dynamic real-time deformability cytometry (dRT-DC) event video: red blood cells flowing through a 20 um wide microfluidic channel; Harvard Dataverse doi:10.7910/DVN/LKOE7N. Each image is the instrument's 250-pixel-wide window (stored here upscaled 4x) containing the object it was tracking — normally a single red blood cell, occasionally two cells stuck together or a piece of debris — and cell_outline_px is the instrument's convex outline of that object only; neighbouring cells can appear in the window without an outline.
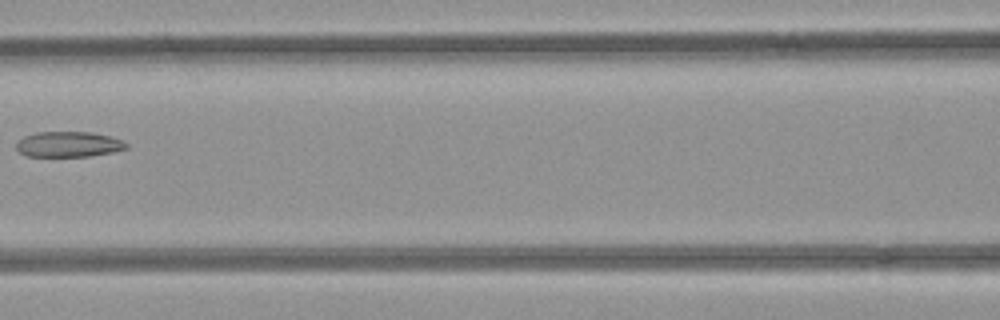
{"species": "common noctule bat (a hibernating species)", "species_latin": "Nyctalus noctula", "temperature_condition": "room temperature", "stored_images_in_passage": 3, "camera_frame_rate_fps": 3000, "um_per_image_px": 0.085, "animal": {"sex": "female", "body_mass_g": 21.9}, "frame": {"image": 1, "passage_image": 3, "time_ms": 0.667, "image_size_px": [1000, 320], "cell_outline_px": [[128, 148], [112, 152], [88, 156], [28, 156], [20, 152], [16, 148], [16, 144], [24, 136], [36, 132], [92, 132], [124, 140], [128, 144]], "centroid_in_image_um": [5.85, 12.26], "position_along_channel_um": 160.8, "area_um2": 16.24}}